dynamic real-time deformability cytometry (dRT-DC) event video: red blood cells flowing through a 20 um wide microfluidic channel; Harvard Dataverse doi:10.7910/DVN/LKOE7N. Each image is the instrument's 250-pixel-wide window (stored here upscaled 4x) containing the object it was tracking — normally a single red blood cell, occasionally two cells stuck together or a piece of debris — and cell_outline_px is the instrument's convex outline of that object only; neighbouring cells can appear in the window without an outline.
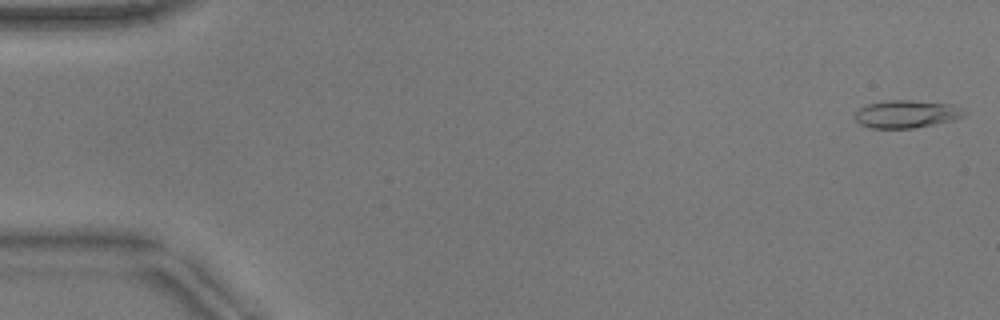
{"species": "common noctule bat (a hibernating species)", "species_latin": "Nyctalus noctula", "temperature_condition": "warm", "stored_images_in_passage": 15, "camera_frame_rate_fps": 3000, "um_per_image_px": 0.085, "animal": {"sex": "male", "body_mass_g": 17.9}, "frame": {"image": 1, "passage_image": 1, "time_ms": 0.0, "image_size_px": [1000, 320], "cell_outline_px": [[968, 112], [964, 116], [952, 120], [912, 128], [872, 128], [860, 124], [856, 120], [856, 112], [860, 108], [868, 104], [888, 100], [912, 100], [952, 104]], "centroid_in_image_um": [77.07, 9.68], "position_along_channel_um": 7.9, "area_um2": 17.46}}
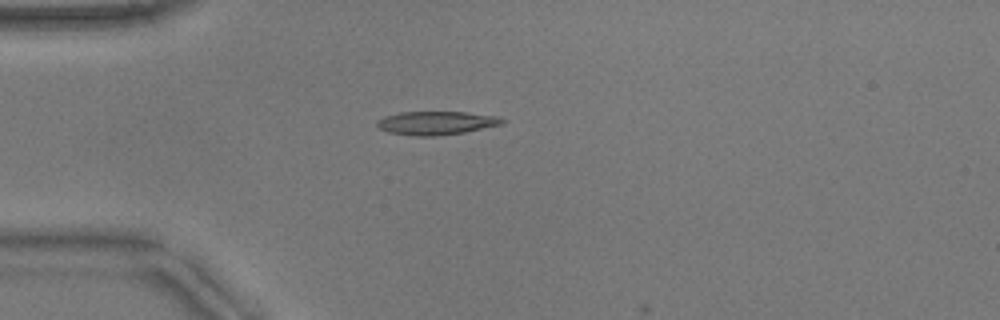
{"frame": {"image": 2, "passage_image": 14, "time_ms": 4.333, "image_size_px": [1000, 320], "cell_outline_px": [[508, 120], [504, 124], [464, 132], [432, 136], [412, 136], [388, 132], [380, 128], [376, 124], [376, 120], [384, 116], [400, 112], [464, 112], [500, 116]], "centroid_in_image_um": [37.11, 10.45], "position_along_channel_um": 47.9, "area_um2": 17.28}}